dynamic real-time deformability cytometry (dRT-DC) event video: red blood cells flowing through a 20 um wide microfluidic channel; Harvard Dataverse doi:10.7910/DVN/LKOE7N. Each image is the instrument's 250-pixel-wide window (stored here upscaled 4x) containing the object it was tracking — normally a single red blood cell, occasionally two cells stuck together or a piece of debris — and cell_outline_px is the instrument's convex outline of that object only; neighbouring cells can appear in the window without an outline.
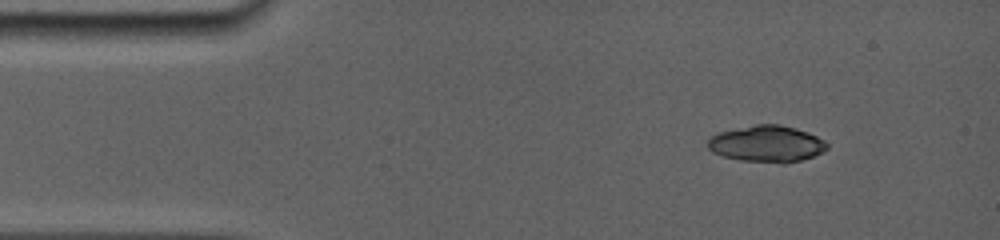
{"species": "common noctule bat (a hibernating species)", "species_latin": "Nyctalus noctula", "temperature_condition": "room temperature", "stored_images_in_passage": 3, "camera_frame_rate_fps": 5000, "um_per_image_px": 0.085, "animal": {"sex": "female", "body_mass_g": 19.0, "forearm_length_mm": 56.7}, "frame": {"image": 1, "passage_image": 1, "time_ms": 0.0, "image_size_px": [1000, 240], "cell_outline_px": [[828, 148], [824, 152], [800, 160], [784, 164], [780, 164], [740, 160], [724, 156], [712, 152], [708, 148], [708, 140], [716, 132], [756, 124], [780, 124], [808, 132], [824, 140], [828, 144]], "centroid_in_image_um": [65.18, 12.23], "position_along_channel_um": 19.8, "area_um2": 25.55}}